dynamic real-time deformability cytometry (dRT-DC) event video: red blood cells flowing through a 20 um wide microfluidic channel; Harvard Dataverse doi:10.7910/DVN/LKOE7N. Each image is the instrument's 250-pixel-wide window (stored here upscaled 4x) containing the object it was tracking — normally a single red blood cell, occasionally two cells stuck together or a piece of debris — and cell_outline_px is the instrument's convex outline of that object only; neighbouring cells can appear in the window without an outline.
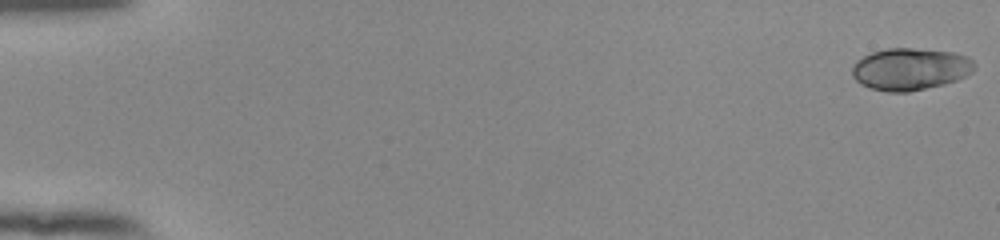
{"species": "human", "species_latin": "Homo sapiens", "temperature_condition": "room temperature", "stored_images_in_passage": 54, "camera_frame_rate_fps": 3000, "um_per_image_px": 0.085, "donor": {"sex": "female"}, "frame": {"image": 1, "passage_image": 1, "time_ms": 0.0, "image_size_px": [1000, 240], "cell_outline_px": [[976, 68], [972, 72], [956, 80], [944, 84], [908, 92], [888, 92], [872, 88], [860, 84], [852, 76], [852, 64], [856, 60], [872, 52], [888, 48], [912, 48], [952, 52], [968, 56], [976, 64]], "centroid_in_image_um": [77.37, 5.87], "position_along_channel_um": 7.6, "area_um2": 30.06}}
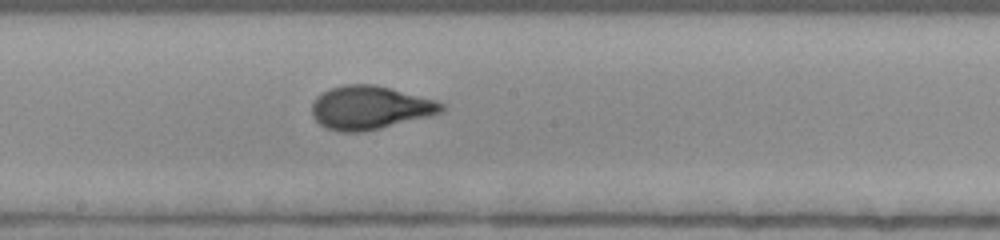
{"frame": {"image": 2, "passage_image": 31, "time_ms": 10.0, "image_size_px": [1000, 240], "cell_outline_px": [[444, 108], [440, 112], [428, 116], [380, 128], [360, 132], [340, 132], [328, 128], [320, 124], [312, 116], [312, 104], [316, 96], [328, 88], [344, 84], [376, 84], [436, 100], [444, 104]], "centroid_in_image_um": [31.4, 9.13], "position_along_channel_um": 216.8, "area_um2": 32.71}}
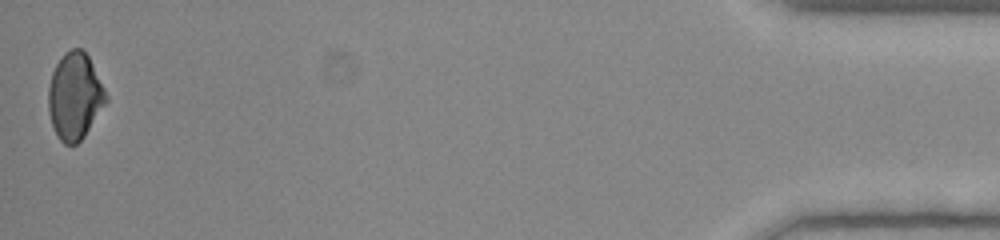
{"frame": {"image": 3, "passage_image": 54, "time_ms": 17.667, "image_size_px": [1000, 240], "cell_outline_px": [[108, 100], [84, 136], [76, 144], [64, 144], [56, 136], [48, 112], [48, 88], [52, 72], [56, 64], [64, 52], [72, 48], [80, 48], [88, 56], [108, 96]], "centroid_in_image_um": [6.34, 8.18], "position_along_channel_um": 428.9, "area_um2": 29.02}, "authors_computed_cell_mechanics": {"area_um2": 31.0386, "velocity_mm_per_s": 3.8726, "shape_relaxation_time_tau1_ms": 4.7938, "shape_relaxation_time_tau2_ms": null, "deformation_change_tau1": 0.1411, "deformation_change_tau2": null}}